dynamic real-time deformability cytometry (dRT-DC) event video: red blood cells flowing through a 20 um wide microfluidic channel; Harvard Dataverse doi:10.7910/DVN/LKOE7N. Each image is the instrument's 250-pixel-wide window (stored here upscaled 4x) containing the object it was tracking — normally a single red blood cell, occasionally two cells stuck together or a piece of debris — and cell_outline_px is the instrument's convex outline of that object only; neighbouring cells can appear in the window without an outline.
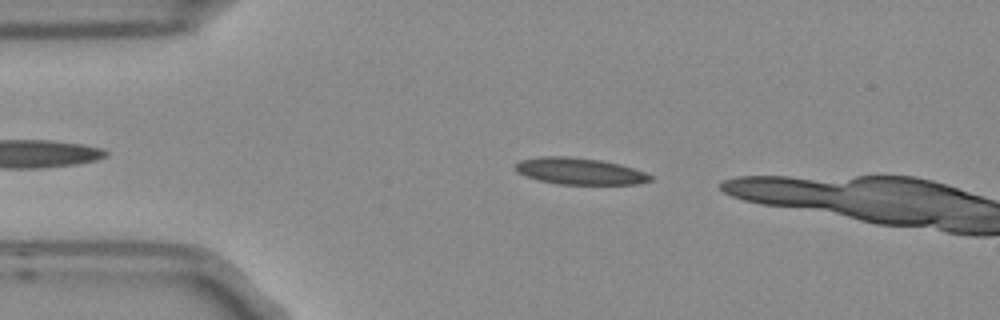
{"species": "Egyptian fruit bat (a non-hibernating species)", "species_latin": "Rousettus aegyptiacus", "temperature_condition": "room temperature", "stored_images_in_passage": 3, "camera_frame_rate_fps": 3000, "um_per_image_px": 0.085, "frame": {"image": 1, "passage_image": 1, "time_ms": 0.0, "image_size_px": [1000, 320], "cell_outline_px": [[652, 180], [640, 184], [560, 184], [540, 180], [516, 172], [516, 164], [520, 160], [540, 156], [568, 156], [600, 160], [620, 164], [644, 172], [652, 176]], "centroid_in_image_um": [49.28, 14.54], "position_along_channel_um": 35.7, "area_um2": 20.75}}